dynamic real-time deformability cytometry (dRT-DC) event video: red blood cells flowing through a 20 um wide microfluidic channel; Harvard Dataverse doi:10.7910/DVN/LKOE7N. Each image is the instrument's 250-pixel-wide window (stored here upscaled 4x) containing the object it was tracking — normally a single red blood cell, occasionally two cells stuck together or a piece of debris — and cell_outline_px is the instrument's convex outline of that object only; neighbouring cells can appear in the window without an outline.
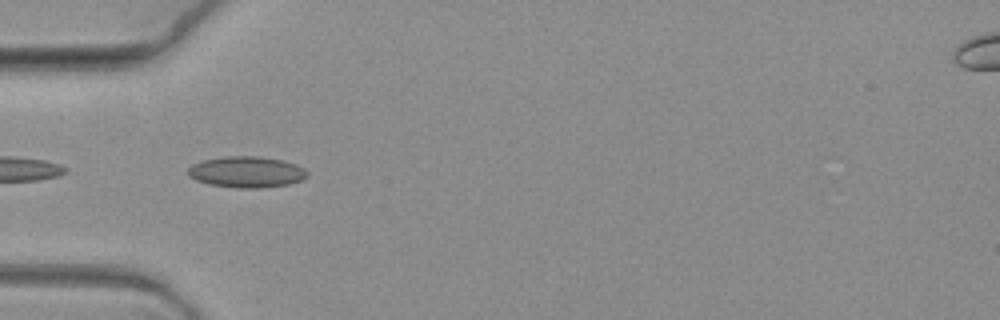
{"species": "common noctule bat (a hibernating species)", "species_latin": "Nyctalus noctula", "temperature_condition": "warm", "stored_images_in_passage": 8, "camera_frame_rate_fps": 3000, "um_per_image_px": 0.085, "animal": {"sex": "female", "body_mass_g": 19.3, "forearm_length_mm": 54.1}, "frame": {"image": 1, "passage_image": 6, "time_ms": 1.667, "image_size_px": [1000, 320], "cell_outline_px": [[308, 176], [300, 180], [288, 184], [260, 188], [240, 188], [208, 184], [196, 180], [188, 176], [188, 168], [192, 164], [204, 160], [224, 156], [260, 156], [284, 160], [296, 164], [304, 168], [308, 172]], "centroid_in_image_um": [20.96, 14.61], "position_along_channel_um": 64.0, "area_um2": 21.73}}
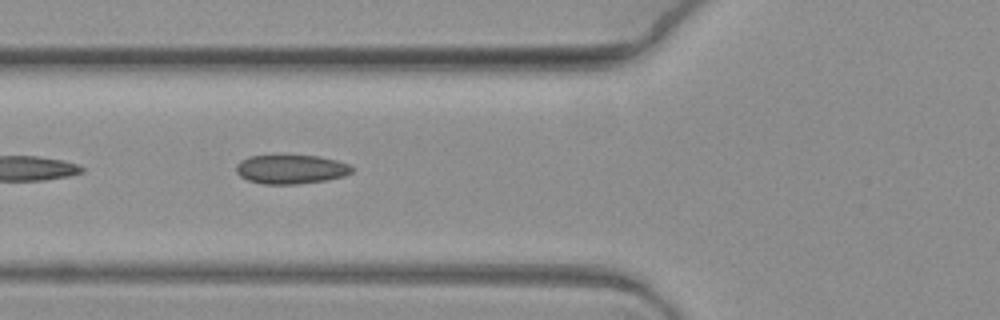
{"frame": {"image": 2, "passage_image": 7, "time_ms": 2.0, "image_size_px": [1000, 320], "cell_outline_px": [[352, 172], [344, 176], [324, 180], [296, 184], [264, 184], [248, 180], [240, 176], [236, 172], [236, 164], [240, 160], [248, 156], [320, 156], [336, 160], [348, 164], [352, 168]], "centroid_in_image_um": [24.7, 14.39], "position_along_channel_um": 101.1, "area_um2": 19.42}}